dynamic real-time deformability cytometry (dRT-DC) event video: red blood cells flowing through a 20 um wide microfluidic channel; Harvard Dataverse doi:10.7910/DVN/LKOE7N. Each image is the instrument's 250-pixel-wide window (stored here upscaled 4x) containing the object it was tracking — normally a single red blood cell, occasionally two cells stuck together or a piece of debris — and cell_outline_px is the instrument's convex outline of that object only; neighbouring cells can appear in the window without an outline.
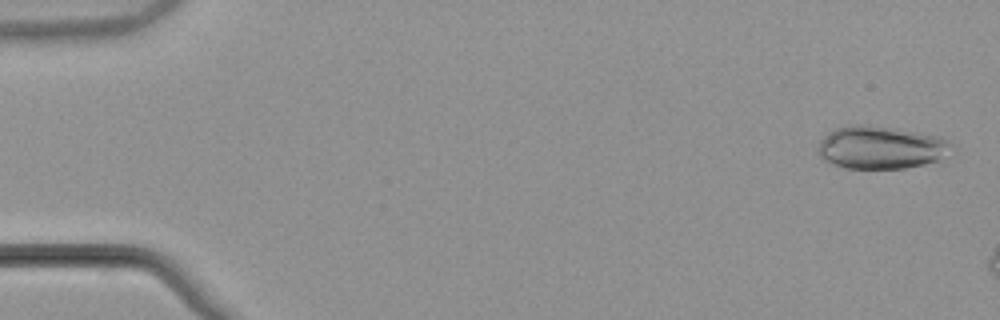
{"species": "common noctule bat (a hibernating species)", "species_latin": "Nyctalus noctula", "temperature_condition": "warm", "stored_images_in_passage": 9, "camera_frame_rate_fps": 3000, "um_per_image_px": 0.085, "animal": {"sex": "male", "body_mass_g": 21.5, "forearm_length_mm": 52.0}, "frame": {"image": 1, "passage_image": 2, "time_ms": 0.333, "image_size_px": [1000, 320], "cell_outline_px": [[952, 144], [940, 160], [924, 164], [904, 168], [844, 168], [824, 160], [820, 156], [816, 148], [820, 140], [828, 132], [836, 128], [852, 124], [868, 124], [896, 128], [940, 136], [948, 140]], "centroid_in_image_um": [74.83, 12.51], "position_along_channel_um": 10.2, "area_um2": 33.41}}